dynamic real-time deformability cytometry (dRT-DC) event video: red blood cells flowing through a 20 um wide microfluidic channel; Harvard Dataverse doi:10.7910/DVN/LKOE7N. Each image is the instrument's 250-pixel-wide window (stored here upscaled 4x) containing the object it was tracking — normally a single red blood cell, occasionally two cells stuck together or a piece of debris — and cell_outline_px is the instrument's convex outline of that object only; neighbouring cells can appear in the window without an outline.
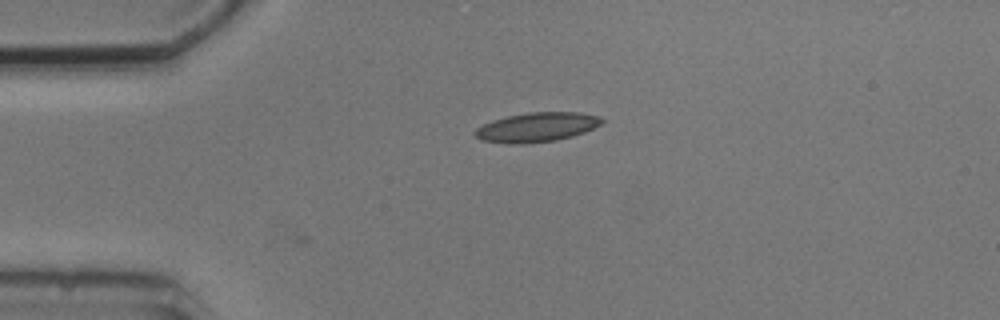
{"species": "common noctule bat (a hibernating species)", "species_latin": "Nyctalus noctula", "temperature_condition": "cold", "stored_images_in_passage": 2, "camera_frame_rate_fps": 3000, "um_per_image_px": 0.085, "animal": {"sex": "male", "body_mass_g": 20.5, "forearm_length_mm": 52.5}, "frame": {"image": 1, "passage_image": 2, "time_ms": 1.333, "image_size_px": [1000, 320], "cell_outline_px": [[608, 120], [584, 132], [572, 136], [556, 140], [524, 144], [508, 144], [480, 140], [472, 132], [476, 128], [492, 120], [508, 116], [528, 112], [580, 112], [600, 116]], "centroid_in_image_um": [45.63, 10.81], "position_along_channel_um": 39.4, "area_um2": 21.91}}